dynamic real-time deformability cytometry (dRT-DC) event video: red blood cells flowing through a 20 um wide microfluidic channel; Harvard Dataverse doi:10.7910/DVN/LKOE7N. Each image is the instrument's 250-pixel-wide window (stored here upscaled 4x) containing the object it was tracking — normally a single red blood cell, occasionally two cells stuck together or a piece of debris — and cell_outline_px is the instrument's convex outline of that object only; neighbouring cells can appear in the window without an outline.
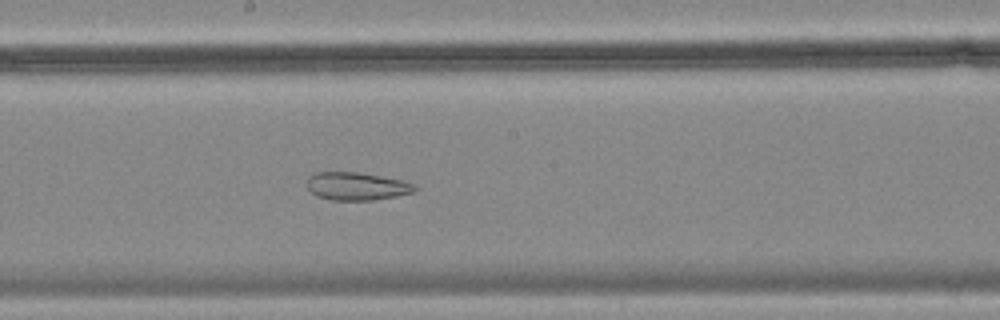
{"species": "common noctule bat (a hibernating species)", "species_latin": "Nyctalus noctula", "temperature_condition": "cold", "stored_images_in_passage": 57, "segment_of_instrument_passage": [2, 2], "camera_frame_rate_fps": 3000, "um_per_image_px": 0.085, "animal": {"sex": "female", "body_mass_g": 18.4}, "frame": {"image": 1, "passage_image": 31, "time_ms": 10.0, "image_size_px": [1000, 320], "cell_outline_px": [[420, 188], [416, 192], [396, 196], [372, 200], [332, 200], [316, 196], [308, 188], [308, 176], [316, 172], [360, 172], [404, 180], [416, 184]], "centroid_in_image_um": [30.39, 15.82], "position_along_channel_um": 217.8, "area_um2": 17.8}}
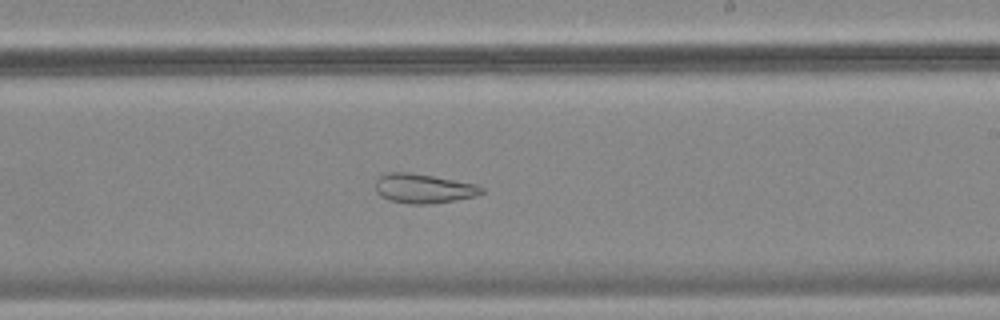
{"frame": {"image": 2, "passage_image": 34, "time_ms": 11.0, "image_size_px": [1000, 320], "cell_outline_px": [[484, 192], [476, 196], [456, 200], [428, 204], [408, 204], [388, 200], [380, 196], [376, 192], [376, 180], [380, 176], [388, 172], [408, 172], [432, 176], [476, 184], [484, 188]], "centroid_in_image_um": [35.99, 16.03], "position_along_channel_um": 253.0, "area_um2": 18.21}}
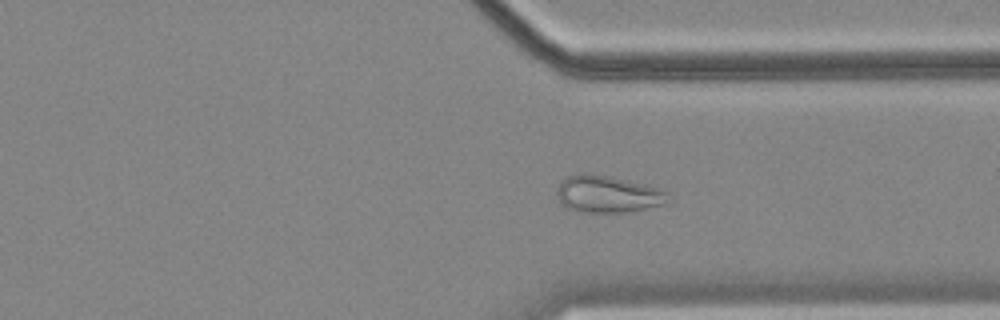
{"frame": {"image": 3, "passage_image": 43, "time_ms": 14.0, "image_size_px": [1000, 320], "cell_outline_px": [[672, 200], [664, 204], [628, 212], [580, 212], [568, 208], [560, 204], [556, 196], [556, 188], [568, 176], [584, 172], [608, 176], [628, 180], [660, 188], [668, 192]], "centroid_in_image_um": [51.66, 16.5], "position_along_channel_um": 359.7, "area_um2": 24.22}}